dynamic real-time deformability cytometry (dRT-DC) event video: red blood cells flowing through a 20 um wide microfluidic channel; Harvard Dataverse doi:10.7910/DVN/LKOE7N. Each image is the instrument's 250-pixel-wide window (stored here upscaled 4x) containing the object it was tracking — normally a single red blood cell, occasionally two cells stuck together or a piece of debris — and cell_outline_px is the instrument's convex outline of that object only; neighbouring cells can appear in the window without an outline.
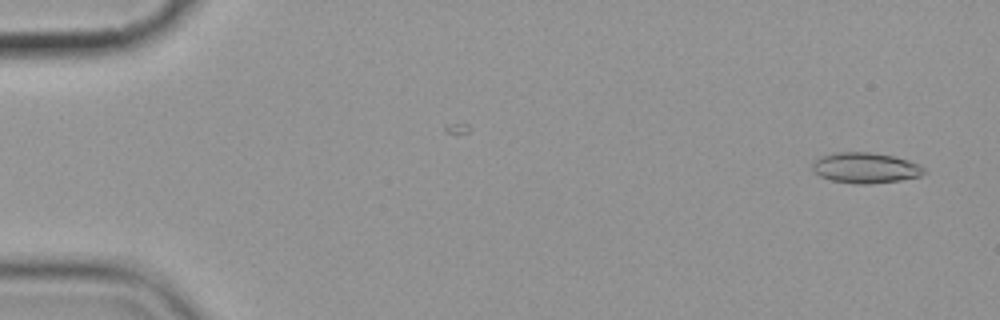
{"species": "common noctule bat (a hibernating species)", "species_latin": "Nyctalus noctula", "temperature_condition": "cold", "stored_images_in_passage": 4, "camera_frame_rate_fps": 3000, "um_per_image_px": 0.085, "animal": {"sex": "female", "body_mass_g": 19.9}, "frame": {"image": 1, "passage_image": 1, "time_ms": 0.0, "image_size_px": [1000, 320], "cell_outline_px": [[924, 172], [920, 176], [900, 180], [868, 184], [856, 184], [832, 180], [820, 176], [812, 168], [812, 164], [820, 156], [836, 152], [868, 152], [892, 156], [908, 160], [920, 164], [924, 168]], "centroid_in_image_um": [73.56, 14.26], "position_along_channel_um": 11.4, "area_um2": 19.71}}
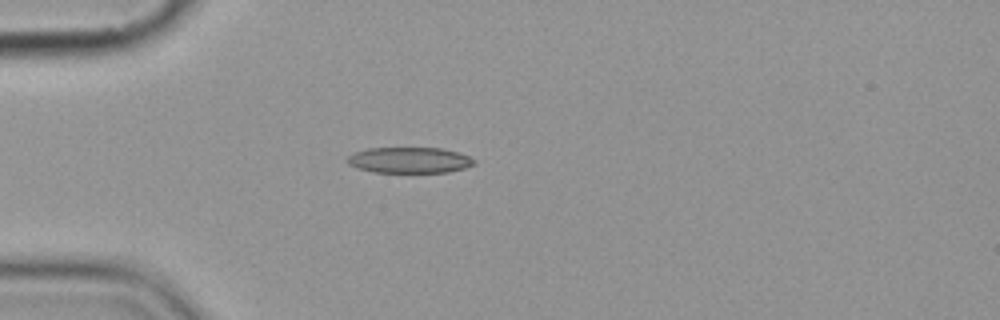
{"frame": {"image": 2, "passage_image": 4, "time_ms": 4.333, "image_size_px": [1000, 320], "cell_outline_px": [[476, 164], [464, 168], [448, 172], [372, 172], [348, 164], [344, 160], [352, 152], [368, 148], [440, 148], [456, 152], [468, 156], [476, 160]], "centroid_in_image_um": [34.77, 13.61], "position_along_channel_um": 50.2, "area_um2": 19.13}}